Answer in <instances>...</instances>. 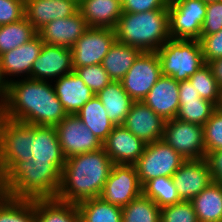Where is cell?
<instances>
[{
    "instance_id": "1",
    "label": "cell",
    "mask_w": 222,
    "mask_h": 222,
    "mask_svg": "<svg viewBox=\"0 0 222 222\" xmlns=\"http://www.w3.org/2000/svg\"><path fill=\"white\" fill-rule=\"evenodd\" d=\"M67 115L52 82L27 77L10 81L2 116L31 125L55 127Z\"/></svg>"
},
{
    "instance_id": "2",
    "label": "cell",
    "mask_w": 222,
    "mask_h": 222,
    "mask_svg": "<svg viewBox=\"0 0 222 222\" xmlns=\"http://www.w3.org/2000/svg\"><path fill=\"white\" fill-rule=\"evenodd\" d=\"M113 164L103 147L66 159L56 199L78 204L100 197Z\"/></svg>"
},
{
    "instance_id": "3",
    "label": "cell",
    "mask_w": 222,
    "mask_h": 222,
    "mask_svg": "<svg viewBox=\"0 0 222 222\" xmlns=\"http://www.w3.org/2000/svg\"><path fill=\"white\" fill-rule=\"evenodd\" d=\"M115 32L118 42L142 52H156L170 39L168 5L141 13L122 12Z\"/></svg>"
},
{
    "instance_id": "4",
    "label": "cell",
    "mask_w": 222,
    "mask_h": 222,
    "mask_svg": "<svg viewBox=\"0 0 222 222\" xmlns=\"http://www.w3.org/2000/svg\"><path fill=\"white\" fill-rule=\"evenodd\" d=\"M12 198H56L61 185V172L49 161H16L7 170Z\"/></svg>"
},
{
    "instance_id": "5",
    "label": "cell",
    "mask_w": 222,
    "mask_h": 222,
    "mask_svg": "<svg viewBox=\"0 0 222 222\" xmlns=\"http://www.w3.org/2000/svg\"><path fill=\"white\" fill-rule=\"evenodd\" d=\"M162 75L188 80L205 64L199 40L169 39L157 51Z\"/></svg>"
},
{
    "instance_id": "6",
    "label": "cell",
    "mask_w": 222,
    "mask_h": 222,
    "mask_svg": "<svg viewBox=\"0 0 222 222\" xmlns=\"http://www.w3.org/2000/svg\"><path fill=\"white\" fill-rule=\"evenodd\" d=\"M186 161L163 139L147 143L143 154L134 163L142 187L154 178L172 177Z\"/></svg>"
},
{
    "instance_id": "7",
    "label": "cell",
    "mask_w": 222,
    "mask_h": 222,
    "mask_svg": "<svg viewBox=\"0 0 222 222\" xmlns=\"http://www.w3.org/2000/svg\"><path fill=\"white\" fill-rule=\"evenodd\" d=\"M206 8L203 0H169L170 38L199 40Z\"/></svg>"
},
{
    "instance_id": "8",
    "label": "cell",
    "mask_w": 222,
    "mask_h": 222,
    "mask_svg": "<svg viewBox=\"0 0 222 222\" xmlns=\"http://www.w3.org/2000/svg\"><path fill=\"white\" fill-rule=\"evenodd\" d=\"M33 125L0 119V151L8 170L16 161H28L32 157Z\"/></svg>"
},
{
    "instance_id": "9",
    "label": "cell",
    "mask_w": 222,
    "mask_h": 222,
    "mask_svg": "<svg viewBox=\"0 0 222 222\" xmlns=\"http://www.w3.org/2000/svg\"><path fill=\"white\" fill-rule=\"evenodd\" d=\"M162 139L186 160H198L206 156L201 125L176 118L166 120Z\"/></svg>"
},
{
    "instance_id": "10",
    "label": "cell",
    "mask_w": 222,
    "mask_h": 222,
    "mask_svg": "<svg viewBox=\"0 0 222 222\" xmlns=\"http://www.w3.org/2000/svg\"><path fill=\"white\" fill-rule=\"evenodd\" d=\"M161 75L157 52H142L120 82L134 101H143Z\"/></svg>"
},
{
    "instance_id": "11",
    "label": "cell",
    "mask_w": 222,
    "mask_h": 222,
    "mask_svg": "<svg viewBox=\"0 0 222 222\" xmlns=\"http://www.w3.org/2000/svg\"><path fill=\"white\" fill-rule=\"evenodd\" d=\"M116 40L115 29L89 27L71 48L73 69L101 64Z\"/></svg>"
},
{
    "instance_id": "12",
    "label": "cell",
    "mask_w": 222,
    "mask_h": 222,
    "mask_svg": "<svg viewBox=\"0 0 222 222\" xmlns=\"http://www.w3.org/2000/svg\"><path fill=\"white\" fill-rule=\"evenodd\" d=\"M143 193L134 164H113L100 197L124 207Z\"/></svg>"
},
{
    "instance_id": "13",
    "label": "cell",
    "mask_w": 222,
    "mask_h": 222,
    "mask_svg": "<svg viewBox=\"0 0 222 222\" xmlns=\"http://www.w3.org/2000/svg\"><path fill=\"white\" fill-rule=\"evenodd\" d=\"M55 128L66 159L103 147V143L76 114H68Z\"/></svg>"
},
{
    "instance_id": "14",
    "label": "cell",
    "mask_w": 222,
    "mask_h": 222,
    "mask_svg": "<svg viewBox=\"0 0 222 222\" xmlns=\"http://www.w3.org/2000/svg\"><path fill=\"white\" fill-rule=\"evenodd\" d=\"M72 50L70 48L43 43L40 54L32 64L30 78L49 81L59 79L73 72Z\"/></svg>"
},
{
    "instance_id": "15",
    "label": "cell",
    "mask_w": 222,
    "mask_h": 222,
    "mask_svg": "<svg viewBox=\"0 0 222 222\" xmlns=\"http://www.w3.org/2000/svg\"><path fill=\"white\" fill-rule=\"evenodd\" d=\"M172 178L181 201H191L212 182L211 171L205 158L186 160Z\"/></svg>"
},
{
    "instance_id": "16",
    "label": "cell",
    "mask_w": 222,
    "mask_h": 222,
    "mask_svg": "<svg viewBox=\"0 0 222 222\" xmlns=\"http://www.w3.org/2000/svg\"><path fill=\"white\" fill-rule=\"evenodd\" d=\"M166 120L142 101H134L123 126L146 144L163 138Z\"/></svg>"
},
{
    "instance_id": "17",
    "label": "cell",
    "mask_w": 222,
    "mask_h": 222,
    "mask_svg": "<svg viewBox=\"0 0 222 222\" xmlns=\"http://www.w3.org/2000/svg\"><path fill=\"white\" fill-rule=\"evenodd\" d=\"M146 143L123 125H115L103 148L114 164H134L143 154Z\"/></svg>"
},
{
    "instance_id": "18",
    "label": "cell",
    "mask_w": 222,
    "mask_h": 222,
    "mask_svg": "<svg viewBox=\"0 0 222 222\" xmlns=\"http://www.w3.org/2000/svg\"><path fill=\"white\" fill-rule=\"evenodd\" d=\"M88 28L85 19L78 11L73 16L49 22L37 33L46 44L71 49Z\"/></svg>"
},
{
    "instance_id": "19",
    "label": "cell",
    "mask_w": 222,
    "mask_h": 222,
    "mask_svg": "<svg viewBox=\"0 0 222 222\" xmlns=\"http://www.w3.org/2000/svg\"><path fill=\"white\" fill-rule=\"evenodd\" d=\"M78 11V0H25V17L37 32L49 22Z\"/></svg>"
},
{
    "instance_id": "20",
    "label": "cell",
    "mask_w": 222,
    "mask_h": 222,
    "mask_svg": "<svg viewBox=\"0 0 222 222\" xmlns=\"http://www.w3.org/2000/svg\"><path fill=\"white\" fill-rule=\"evenodd\" d=\"M142 102L165 120L175 118L180 106L179 82L161 75Z\"/></svg>"
},
{
    "instance_id": "21",
    "label": "cell",
    "mask_w": 222,
    "mask_h": 222,
    "mask_svg": "<svg viewBox=\"0 0 222 222\" xmlns=\"http://www.w3.org/2000/svg\"><path fill=\"white\" fill-rule=\"evenodd\" d=\"M43 43L41 37L37 34L23 45L0 55L1 65L7 80L11 81L13 79L10 78L11 76L18 77L21 74V77L24 74L27 75V78H30L32 64L39 56Z\"/></svg>"
},
{
    "instance_id": "22",
    "label": "cell",
    "mask_w": 222,
    "mask_h": 222,
    "mask_svg": "<svg viewBox=\"0 0 222 222\" xmlns=\"http://www.w3.org/2000/svg\"><path fill=\"white\" fill-rule=\"evenodd\" d=\"M54 82L55 94L67 114H77L82 106L95 96L74 71L61 76Z\"/></svg>"
},
{
    "instance_id": "23",
    "label": "cell",
    "mask_w": 222,
    "mask_h": 222,
    "mask_svg": "<svg viewBox=\"0 0 222 222\" xmlns=\"http://www.w3.org/2000/svg\"><path fill=\"white\" fill-rule=\"evenodd\" d=\"M78 10L88 27L115 29L122 15L119 0H78Z\"/></svg>"
},
{
    "instance_id": "24",
    "label": "cell",
    "mask_w": 222,
    "mask_h": 222,
    "mask_svg": "<svg viewBox=\"0 0 222 222\" xmlns=\"http://www.w3.org/2000/svg\"><path fill=\"white\" fill-rule=\"evenodd\" d=\"M32 157L36 161L51 162L61 173L66 157L54 126L33 125Z\"/></svg>"
},
{
    "instance_id": "25",
    "label": "cell",
    "mask_w": 222,
    "mask_h": 222,
    "mask_svg": "<svg viewBox=\"0 0 222 222\" xmlns=\"http://www.w3.org/2000/svg\"><path fill=\"white\" fill-rule=\"evenodd\" d=\"M103 104L107 116L115 125H123L134 100L123 89L120 81H111L95 95Z\"/></svg>"
},
{
    "instance_id": "26",
    "label": "cell",
    "mask_w": 222,
    "mask_h": 222,
    "mask_svg": "<svg viewBox=\"0 0 222 222\" xmlns=\"http://www.w3.org/2000/svg\"><path fill=\"white\" fill-rule=\"evenodd\" d=\"M141 53L138 48L116 40L101 65L112 81H121Z\"/></svg>"
},
{
    "instance_id": "27",
    "label": "cell",
    "mask_w": 222,
    "mask_h": 222,
    "mask_svg": "<svg viewBox=\"0 0 222 222\" xmlns=\"http://www.w3.org/2000/svg\"><path fill=\"white\" fill-rule=\"evenodd\" d=\"M198 222H222V185L211 182L191 200Z\"/></svg>"
},
{
    "instance_id": "28",
    "label": "cell",
    "mask_w": 222,
    "mask_h": 222,
    "mask_svg": "<svg viewBox=\"0 0 222 222\" xmlns=\"http://www.w3.org/2000/svg\"><path fill=\"white\" fill-rule=\"evenodd\" d=\"M35 222H80L76 204L56 198L35 199Z\"/></svg>"
},
{
    "instance_id": "29",
    "label": "cell",
    "mask_w": 222,
    "mask_h": 222,
    "mask_svg": "<svg viewBox=\"0 0 222 222\" xmlns=\"http://www.w3.org/2000/svg\"><path fill=\"white\" fill-rule=\"evenodd\" d=\"M76 115L102 143L115 127L96 96L85 103Z\"/></svg>"
},
{
    "instance_id": "30",
    "label": "cell",
    "mask_w": 222,
    "mask_h": 222,
    "mask_svg": "<svg viewBox=\"0 0 222 222\" xmlns=\"http://www.w3.org/2000/svg\"><path fill=\"white\" fill-rule=\"evenodd\" d=\"M80 222H122V207L110 204L101 197L79 202Z\"/></svg>"
},
{
    "instance_id": "31",
    "label": "cell",
    "mask_w": 222,
    "mask_h": 222,
    "mask_svg": "<svg viewBox=\"0 0 222 222\" xmlns=\"http://www.w3.org/2000/svg\"><path fill=\"white\" fill-rule=\"evenodd\" d=\"M37 34L26 17L14 23L0 25V55L23 45Z\"/></svg>"
},
{
    "instance_id": "32",
    "label": "cell",
    "mask_w": 222,
    "mask_h": 222,
    "mask_svg": "<svg viewBox=\"0 0 222 222\" xmlns=\"http://www.w3.org/2000/svg\"><path fill=\"white\" fill-rule=\"evenodd\" d=\"M161 208L143 193L122 207V222H160Z\"/></svg>"
},
{
    "instance_id": "33",
    "label": "cell",
    "mask_w": 222,
    "mask_h": 222,
    "mask_svg": "<svg viewBox=\"0 0 222 222\" xmlns=\"http://www.w3.org/2000/svg\"><path fill=\"white\" fill-rule=\"evenodd\" d=\"M143 194L153 200L159 208L181 202L172 177L160 176L149 180L142 187Z\"/></svg>"
},
{
    "instance_id": "34",
    "label": "cell",
    "mask_w": 222,
    "mask_h": 222,
    "mask_svg": "<svg viewBox=\"0 0 222 222\" xmlns=\"http://www.w3.org/2000/svg\"><path fill=\"white\" fill-rule=\"evenodd\" d=\"M0 222H35V199L0 200Z\"/></svg>"
},
{
    "instance_id": "35",
    "label": "cell",
    "mask_w": 222,
    "mask_h": 222,
    "mask_svg": "<svg viewBox=\"0 0 222 222\" xmlns=\"http://www.w3.org/2000/svg\"><path fill=\"white\" fill-rule=\"evenodd\" d=\"M176 119L203 126L216 110V105L205 99L179 101Z\"/></svg>"
},
{
    "instance_id": "36",
    "label": "cell",
    "mask_w": 222,
    "mask_h": 222,
    "mask_svg": "<svg viewBox=\"0 0 222 222\" xmlns=\"http://www.w3.org/2000/svg\"><path fill=\"white\" fill-rule=\"evenodd\" d=\"M188 80L202 99L208 100L217 105L220 94V86L213 77L211 68L207 63L201 66Z\"/></svg>"
},
{
    "instance_id": "37",
    "label": "cell",
    "mask_w": 222,
    "mask_h": 222,
    "mask_svg": "<svg viewBox=\"0 0 222 222\" xmlns=\"http://www.w3.org/2000/svg\"><path fill=\"white\" fill-rule=\"evenodd\" d=\"M206 154L222 149V111L215 110L203 125Z\"/></svg>"
},
{
    "instance_id": "38",
    "label": "cell",
    "mask_w": 222,
    "mask_h": 222,
    "mask_svg": "<svg viewBox=\"0 0 222 222\" xmlns=\"http://www.w3.org/2000/svg\"><path fill=\"white\" fill-rule=\"evenodd\" d=\"M74 72L95 95L112 81L101 64L79 67Z\"/></svg>"
},
{
    "instance_id": "39",
    "label": "cell",
    "mask_w": 222,
    "mask_h": 222,
    "mask_svg": "<svg viewBox=\"0 0 222 222\" xmlns=\"http://www.w3.org/2000/svg\"><path fill=\"white\" fill-rule=\"evenodd\" d=\"M160 222H198L191 201L164 206L160 212Z\"/></svg>"
},
{
    "instance_id": "40",
    "label": "cell",
    "mask_w": 222,
    "mask_h": 222,
    "mask_svg": "<svg viewBox=\"0 0 222 222\" xmlns=\"http://www.w3.org/2000/svg\"><path fill=\"white\" fill-rule=\"evenodd\" d=\"M222 29V0L207 3L206 17L201 27L200 36H208Z\"/></svg>"
},
{
    "instance_id": "41",
    "label": "cell",
    "mask_w": 222,
    "mask_h": 222,
    "mask_svg": "<svg viewBox=\"0 0 222 222\" xmlns=\"http://www.w3.org/2000/svg\"><path fill=\"white\" fill-rule=\"evenodd\" d=\"M25 17V0H0V25L17 22Z\"/></svg>"
},
{
    "instance_id": "42",
    "label": "cell",
    "mask_w": 222,
    "mask_h": 222,
    "mask_svg": "<svg viewBox=\"0 0 222 222\" xmlns=\"http://www.w3.org/2000/svg\"><path fill=\"white\" fill-rule=\"evenodd\" d=\"M199 42L205 63L222 57V29L208 36H200Z\"/></svg>"
},
{
    "instance_id": "43",
    "label": "cell",
    "mask_w": 222,
    "mask_h": 222,
    "mask_svg": "<svg viewBox=\"0 0 222 222\" xmlns=\"http://www.w3.org/2000/svg\"><path fill=\"white\" fill-rule=\"evenodd\" d=\"M169 0H123L122 12L141 13L156 9H164Z\"/></svg>"
},
{
    "instance_id": "44",
    "label": "cell",
    "mask_w": 222,
    "mask_h": 222,
    "mask_svg": "<svg viewBox=\"0 0 222 222\" xmlns=\"http://www.w3.org/2000/svg\"><path fill=\"white\" fill-rule=\"evenodd\" d=\"M205 160L211 171L212 181L222 185V149L207 153Z\"/></svg>"
},
{
    "instance_id": "45",
    "label": "cell",
    "mask_w": 222,
    "mask_h": 222,
    "mask_svg": "<svg viewBox=\"0 0 222 222\" xmlns=\"http://www.w3.org/2000/svg\"><path fill=\"white\" fill-rule=\"evenodd\" d=\"M202 99L198 92L191 86L189 80L179 82V101Z\"/></svg>"
},
{
    "instance_id": "46",
    "label": "cell",
    "mask_w": 222,
    "mask_h": 222,
    "mask_svg": "<svg viewBox=\"0 0 222 222\" xmlns=\"http://www.w3.org/2000/svg\"><path fill=\"white\" fill-rule=\"evenodd\" d=\"M10 197V189L7 182V169L0 151V200H6Z\"/></svg>"
},
{
    "instance_id": "47",
    "label": "cell",
    "mask_w": 222,
    "mask_h": 222,
    "mask_svg": "<svg viewBox=\"0 0 222 222\" xmlns=\"http://www.w3.org/2000/svg\"><path fill=\"white\" fill-rule=\"evenodd\" d=\"M207 64L211 68L213 77L216 79L220 88H222V57L211 60Z\"/></svg>"
},
{
    "instance_id": "48",
    "label": "cell",
    "mask_w": 222,
    "mask_h": 222,
    "mask_svg": "<svg viewBox=\"0 0 222 222\" xmlns=\"http://www.w3.org/2000/svg\"><path fill=\"white\" fill-rule=\"evenodd\" d=\"M0 60V103L3 104L8 96L10 81L6 80Z\"/></svg>"
},
{
    "instance_id": "49",
    "label": "cell",
    "mask_w": 222,
    "mask_h": 222,
    "mask_svg": "<svg viewBox=\"0 0 222 222\" xmlns=\"http://www.w3.org/2000/svg\"><path fill=\"white\" fill-rule=\"evenodd\" d=\"M216 109L222 111V88H220L219 100Z\"/></svg>"
},
{
    "instance_id": "50",
    "label": "cell",
    "mask_w": 222,
    "mask_h": 222,
    "mask_svg": "<svg viewBox=\"0 0 222 222\" xmlns=\"http://www.w3.org/2000/svg\"><path fill=\"white\" fill-rule=\"evenodd\" d=\"M2 117V104L0 103V119Z\"/></svg>"
},
{
    "instance_id": "51",
    "label": "cell",
    "mask_w": 222,
    "mask_h": 222,
    "mask_svg": "<svg viewBox=\"0 0 222 222\" xmlns=\"http://www.w3.org/2000/svg\"><path fill=\"white\" fill-rule=\"evenodd\" d=\"M203 1H205L206 3H208V2H212V1H220V0H203Z\"/></svg>"
}]
</instances>
